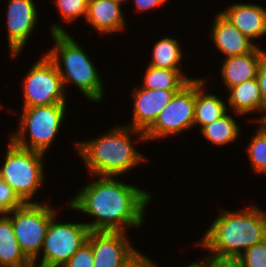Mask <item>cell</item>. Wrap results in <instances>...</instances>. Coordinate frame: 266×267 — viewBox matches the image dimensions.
<instances>
[{
	"label": "cell",
	"instance_id": "28",
	"mask_svg": "<svg viewBox=\"0 0 266 267\" xmlns=\"http://www.w3.org/2000/svg\"><path fill=\"white\" fill-rule=\"evenodd\" d=\"M22 204L12 188L0 179V213H7Z\"/></svg>",
	"mask_w": 266,
	"mask_h": 267
},
{
	"label": "cell",
	"instance_id": "20",
	"mask_svg": "<svg viewBox=\"0 0 266 267\" xmlns=\"http://www.w3.org/2000/svg\"><path fill=\"white\" fill-rule=\"evenodd\" d=\"M0 267H33L21 251L10 218L0 213Z\"/></svg>",
	"mask_w": 266,
	"mask_h": 267
},
{
	"label": "cell",
	"instance_id": "29",
	"mask_svg": "<svg viewBox=\"0 0 266 267\" xmlns=\"http://www.w3.org/2000/svg\"><path fill=\"white\" fill-rule=\"evenodd\" d=\"M207 254L201 260L194 261V267H241L237 259L217 258Z\"/></svg>",
	"mask_w": 266,
	"mask_h": 267
},
{
	"label": "cell",
	"instance_id": "30",
	"mask_svg": "<svg viewBox=\"0 0 266 267\" xmlns=\"http://www.w3.org/2000/svg\"><path fill=\"white\" fill-rule=\"evenodd\" d=\"M256 79L260 86L263 102V122H266V53L261 58Z\"/></svg>",
	"mask_w": 266,
	"mask_h": 267
},
{
	"label": "cell",
	"instance_id": "7",
	"mask_svg": "<svg viewBox=\"0 0 266 267\" xmlns=\"http://www.w3.org/2000/svg\"><path fill=\"white\" fill-rule=\"evenodd\" d=\"M5 214L11 220L21 251L31 262L39 259L48 226L57 214L55 208L44 201H36L23 203Z\"/></svg>",
	"mask_w": 266,
	"mask_h": 267
},
{
	"label": "cell",
	"instance_id": "1",
	"mask_svg": "<svg viewBox=\"0 0 266 267\" xmlns=\"http://www.w3.org/2000/svg\"><path fill=\"white\" fill-rule=\"evenodd\" d=\"M93 177V182L68 200L71 210L94 217L93 221L85 222L89 230L127 232L129 228L142 227L146 207L152 201L151 192L121 182L116 176Z\"/></svg>",
	"mask_w": 266,
	"mask_h": 267
},
{
	"label": "cell",
	"instance_id": "34",
	"mask_svg": "<svg viewBox=\"0 0 266 267\" xmlns=\"http://www.w3.org/2000/svg\"><path fill=\"white\" fill-rule=\"evenodd\" d=\"M115 2H118V3H120V4H124V2L125 3H127V2H129L130 0H114Z\"/></svg>",
	"mask_w": 266,
	"mask_h": 267
},
{
	"label": "cell",
	"instance_id": "33",
	"mask_svg": "<svg viewBox=\"0 0 266 267\" xmlns=\"http://www.w3.org/2000/svg\"><path fill=\"white\" fill-rule=\"evenodd\" d=\"M149 267H159L158 264H156L151 258H150V265ZM185 267H194L193 262Z\"/></svg>",
	"mask_w": 266,
	"mask_h": 267
},
{
	"label": "cell",
	"instance_id": "32",
	"mask_svg": "<svg viewBox=\"0 0 266 267\" xmlns=\"http://www.w3.org/2000/svg\"><path fill=\"white\" fill-rule=\"evenodd\" d=\"M150 258L141 254L131 265L128 267H149Z\"/></svg>",
	"mask_w": 266,
	"mask_h": 267
},
{
	"label": "cell",
	"instance_id": "13",
	"mask_svg": "<svg viewBox=\"0 0 266 267\" xmlns=\"http://www.w3.org/2000/svg\"><path fill=\"white\" fill-rule=\"evenodd\" d=\"M180 90H150L135 88L133 94V118L126 126L145 132L157 116Z\"/></svg>",
	"mask_w": 266,
	"mask_h": 267
},
{
	"label": "cell",
	"instance_id": "9",
	"mask_svg": "<svg viewBox=\"0 0 266 267\" xmlns=\"http://www.w3.org/2000/svg\"><path fill=\"white\" fill-rule=\"evenodd\" d=\"M22 88L23 108L67 103L62 78L45 53L24 76Z\"/></svg>",
	"mask_w": 266,
	"mask_h": 267
},
{
	"label": "cell",
	"instance_id": "14",
	"mask_svg": "<svg viewBox=\"0 0 266 267\" xmlns=\"http://www.w3.org/2000/svg\"><path fill=\"white\" fill-rule=\"evenodd\" d=\"M210 38L224 58L253 52L258 44L246 37L220 11L214 16Z\"/></svg>",
	"mask_w": 266,
	"mask_h": 267
},
{
	"label": "cell",
	"instance_id": "8",
	"mask_svg": "<svg viewBox=\"0 0 266 267\" xmlns=\"http://www.w3.org/2000/svg\"><path fill=\"white\" fill-rule=\"evenodd\" d=\"M51 219L42 245L41 259L32 262L33 267H62L87 241L89 228L85 223H63Z\"/></svg>",
	"mask_w": 266,
	"mask_h": 267
},
{
	"label": "cell",
	"instance_id": "3",
	"mask_svg": "<svg viewBox=\"0 0 266 267\" xmlns=\"http://www.w3.org/2000/svg\"><path fill=\"white\" fill-rule=\"evenodd\" d=\"M138 135L137 141L132 140ZM134 143L146 141L143 131L133 129L126 125L116 126L106 133L100 134L85 142H76L75 151L85 162V166L92 176H116L121 177L134 167L147 162V158L140 153Z\"/></svg>",
	"mask_w": 266,
	"mask_h": 267
},
{
	"label": "cell",
	"instance_id": "19",
	"mask_svg": "<svg viewBox=\"0 0 266 267\" xmlns=\"http://www.w3.org/2000/svg\"><path fill=\"white\" fill-rule=\"evenodd\" d=\"M206 83L207 81L204 77L195 78L194 127L200 126L199 130L228 112L226 101L218 98L215 94H209L205 91Z\"/></svg>",
	"mask_w": 266,
	"mask_h": 267
},
{
	"label": "cell",
	"instance_id": "16",
	"mask_svg": "<svg viewBox=\"0 0 266 267\" xmlns=\"http://www.w3.org/2000/svg\"><path fill=\"white\" fill-rule=\"evenodd\" d=\"M122 4L114 0H89L86 22L97 33L113 34L121 32L127 26L121 9Z\"/></svg>",
	"mask_w": 266,
	"mask_h": 267
},
{
	"label": "cell",
	"instance_id": "27",
	"mask_svg": "<svg viewBox=\"0 0 266 267\" xmlns=\"http://www.w3.org/2000/svg\"><path fill=\"white\" fill-rule=\"evenodd\" d=\"M93 250L85 242L62 267H93Z\"/></svg>",
	"mask_w": 266,
	"mask_h": 267
},
{
	"label": "cell",
	"instance_id": "4",
	"mask_svg": "<svg viewBox=\"0 0 266 267\" xmlns=\"http://www.w3.org/2000/svg\"><path fill=\"white\" fill-rule=\"evenodd\" d=\"M49 29L55 45L45 54L55 64L64 89L75 84L89 101L101 102L105 86L92 59L62 25L55 23Z\"/></svg>",
	"mask_w": 266,
	"mask_h": 267
},
{
	"label": "cell",
	"instance_id": "25",
	"mask_svg": "<svg viewBox=\"0 0 266 267\" xmlns=\"http://www.w3.org/2000/svg\"><path fill=\"white\" fill-rule=\"evenodd\" d=\"M57 10L66 23H72L78 18H85L89 0H53ZM72 21V22H71Z\"/></svg>",
	"mask_w": 266,
	"mask_h": 267
},
{
	"label": "cell",
	"instance_id": "24",
	"mask_svg": "<svg viewBox=\"0 0 266 267\" xmlns=\"http://www.w3.org/2000/svg\"><path fill=\"white\" fill-rule=\"evenodd\" d=\"M251 138L246 153L254 173L266 174V122H259Z\"/></svg>",
	"mask_w": 266,
	"mask_h": 267
},
{
	"label": "cell",
	"instance_id": "2",
	"mask_svg": "<svg viewBox=\"0 0 266 267\" xmlns=\"http://www.w3.org/2000/svg\"><path fill=\"white\" fill-rule=\"evenodd\" d=\"M220 213L196 242L199 248L210 250L211 256L237 259L248 248L266 239V211L257 205L237 212L221 209Z\"/></svg>",
	"mask_w": 266,
	"mask_h": 267
},
{
	"label": "cell",
	"instance_id": "31",
	"mask_svg": "<svg viewBox=\"0 0 266 267\" xmlns=\"http://www.w3.org/2000/svg\"><path fill=\"white\" fill-rule=\"evenodd\" d=\"M168 0H134L135 11L145 12L150 9H156L161 5H164Z\"/></svg>",
	"mask_w": 266,
	"mask_h": 267
},
{
	"label": "cell",
	"instance_id": "35",
	"mask_svg": "<svg viewBox=\"0 0 266 267\" xmlns=\"http://www.w3.org/2000/svg\"><path fill=\"white\" fill-rule=\"evenodd\" d=\"M2 103H0V108L2 109V108H5L3 105H1Z\"/></svg>",
	"mask_w": 266,
	"mask_h": 267
},
{
	"label": "cell",
	"instance_id": "6",
	"mask_svg": "<svg viewBox=\"0 0 266 267\" xmlns=\"http://www.w3.org/2000/svg\"><path fill=\"white\" fill-rule=\"evenodd\" d=\"M66 105L22 108L18 131L9 133V139L17 146L46 154L65 121Z\"/></svg>",
	"mask_w": 266,
	"mask_h": 267
},
{
	"label": "cell",
	"instance_id": "18",
	"mask_svg": "<svg viewBox=\"0 0 266 267\" xmlns=\"http://www.w3.org/2000/svg\"><path fill=\"white\" fill-rule=\"evenodd\" d=\"M229 95L227 96V102L229 108H231L238 116L241 117L252 112H261V117L257 119H251L249 121H255V123L263 122V102L260 92V86L256 78L243 82L228 89Z\"/></svg>",
	"mask_w": 266,
	"mask_h": 267
},
{
	"label": "cell",
	"instance_id": "11",
	"mask_svg": "<svg viewBox=\"0 0 266 267\" xmlns=\"http://www.w3.org/2000/svg\"><path fill=\"white\" fill-rule=\"evenodd\" d=\"M123 231H90L87 243L93 250V267H128L141 254ZM130 241V242H129Z\"/></svg>",
	"mask_w": 266,
	"mask_h": 267
},
{
	"label": "cell",
	"instance_id": "21",
	"mask_svg": "<svg viewBox=\"0 0 266 267\" xmlns=\"http://www.w3.org/2000/svg\"><path fill=\"white\" fill-rule=\"evenodd\" d=\"M142 78V88L150 90H181L195 78L187 77L182 70L157 68L150 65Z\"/></svg>",
	"mask_w": 266,
	"mask_h": 267
},
{
	"label": "cell",
	"instance_id": "5",
	"mask_svg": "<svg viewBox=\"0 0 266 267\" xmlns=\"http://www.w3.org/2000/svg\"><path fill=\"white\" fill-rule=\"evenodd\" d=\"M45 154L17 146L9 139L0 179L7 183L23 203L32 201L45 179Z\"/></svg>",
	"mask_w": 266,
	"mask_h": 267
},
{
	"label": "cell",
	"instance_id": "10",
	"mask_svg": "<svg viewBox=\"0 0 266 267\" xmlns=\"http://www.w3.org/2000/svg\"><path fill=\"white\" fill-rule=\"evenodd\" d=\"M195 110V79L191 80L157 116L144 132L146 140H160L193 129Z\"/></svg>",
	"mask_w": 266,
	"mask_h": 267
},
{
	"label": "cell",
	"instance_id": "12",
	"mask_svg": "<svg viewBox=\"0 0 266 267\" xmlns=\"http://www.w3.org/2000/svg\"><path fill=\"white\" fill-rule=\"evenodd\" d=\"M38 11L34 0H8L6 27L12 59L22 53L33 34L39 18Z\"/></svg>",
	"mask_w": 266,
	"mask_h": 267
},
{
	"label": "cell",
	"instance_id": "15",
	"mask_svg": "<svg viewBox=\"0 0 266 267\" xmlns=\"http://www.w3.org/2000/svg\"><path fill=\"white\" fill-rule=\"evenodd\" d=\"M220 12L253 42L266 35V8L263 6L233 3Z\"/></svg>",
	"mask_w": 266,
	"mask_h": 267
},
{
	"label": "cell",
	"instance_id": "17",
	"mask_svg": "<svg viewBox=\"0 0 266 267\" xmlns=\"http://www.w3.org/2000/svg\"><path fill=\"white\" fill-rule=\"evenodd\" d=\"M265 53L266 51L258 46L251 53L225 58L220 75L227 90L256 78L261 58Z\"/></svg>",
	"mask_w": 266,
	"mask_h": 267
},
{
	"label": "cell",
	"instance_id": "22",
	"mask_svg": "<svg viewBox=\"0 0 266 267\" xmlns=\"http://www.w3.org/2000/svg\"><path fill=\"white\" fill-rule=\"evenodd\" d=\"M178 42L168 36L159 39L152 48V60L148 64L157 68L182 70L183 49Z\"/></svg>",
	"mask_w": 266,
	"mask_h": 267
},
{
	"label": "cell",
	"instance_id": "26",
	"mask_svg": "<svg viewBox=\"0 0 266 267\" xmlns=\"http://www.w3.org/2000/svg\"><path fill=\"white\" fill-rule=\"evenodd\" d=\"M237 260L241 267H266V239L248 248Z\"/></svg>",
	"mask_w": 266,
	"mask_h": 267
},
{
	"label": "cell",
	"instance_id": "23",
	"mask_svg": "<svg viewBox=\"0 0 266 267\" xmlns=\"http://www.w3.org/2000/svg\"><path fill=\"white\" fill-rule=\"evenodd\" d=\"M200 132L207 141L218 147L238 140L241 131L236 119L227 112L216 121L203 126Z\"/></svg>",
	"mask_w": 266,
	"mask_h": 267
}]
</instances>
